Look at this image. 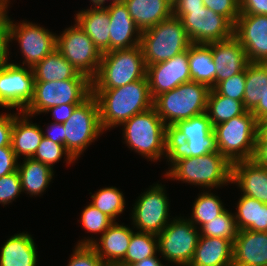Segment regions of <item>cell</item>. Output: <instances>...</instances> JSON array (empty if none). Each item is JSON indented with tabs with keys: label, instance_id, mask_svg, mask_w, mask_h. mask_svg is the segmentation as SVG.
I'll return each mask as SVG.
<instances>
[{
	"label": "cell",
	"instance_id": "1",
	"mask_svg": "<svg viewBox=\"0 0 267 266\" xmlns=\"http://www.w3.org/2000/svg\"><path fill=\"white\" fill-rule=\"evenodd\" d=\"M92 94L99 105L103 131L153 107L147 77L114 89H92Z\"/></svg>",
	"mask_w": 267,
	"mask_h": 266
},
{
	"label": "cell",
	"instance_id": "2",
	"mask_svg": "<svg viewBox=\"0 0 267 266\" xmlns=\"http://www.w3.org/2000/svg\"><path fill=\"white\" fill-rule=\"evenodd\" d=\"M121 126L124 127V143L131 150L149 161L162 159L163 156L169 160L170 131L154 107L135 114Z\"/></svg>",
	"mask_w": 267,
	"mask_h": 266
},
{
	"label": "cell",
	"instance_id": "3",
	"mask_svg": "<svg viewBox=\"0 0 267 266\" xmlns=\"http://www.w3.org/2000/svg\"><path fill=\"white\" fill-rule=\"evenodd\" d=\"M165 177L210 190L231 183L232 164L218 151L199 157L169 156Z\"/></svg>",
	"mask_w": 267,
	"mask_h": 266
},
{
	"label": "cell",
	"instance_id": "4",
	"mask_svg": "<svg viewBox=\"0 0 267 266\" xmlns=\"http://www.w3.org/2000/svg\"><path fill=\"white\" fill-rule=\"evenodd\" d=\"M210 90L209 86L195 81L182 83L156 96L153 107L170 129L178 121L205 113Z\"/></svg>",
	"mask_w": 267,
	"mask_h": 266
},
{
	"label": "cell",
	"instance_id": "5",
	"mask_svg": "<svg viewBox=\"0 0 267 266\" xmlns=\"http://www.w3.org/2000/svg\"><path fill=\"white\" fill-rule=\"evenodd\" d=\"M260 128L261 124L251 111L214 126L217 151L231 164L252 160Z\"/></svg>",
	"mask_w": 267,
	"mask_h": 266
},
{
	"label": "cell",
	"instance_id": "6",
	"mask_svg": "<svg viewBox=\"0 0 267 266\" xmlns=\"http://www.w3.org/2000/svg\"><path fill=\"white\" fill-rule=\"evenodd\" d=\"M146 77L141 46L107 51L102 54L99 69L91 80L92 89H114Z\"/></svg>",
	"mask_w": 267,
	"mask_h": 266
},
{
	"label": "cell",
	"instance_id": "7",
	"mask_svg": "<svg viewBox=\"0 0 267 266\" xmlns=\"http://www.w3.org/2000/svg\"><path fill=\"white\" fill-rule=\"evenodd\" d=\"M191 44L181 19L174 15L143 31L140 39L146 66L169 60Z\"/></svg>",
	"mask_w": 267,
	"mask_h": 266
},
{
	"label": "cell",
	"instance_id": "8",
	"mask_svg": "<svg viewBox=\"0 0 267 266\" xmlns=\"http://www.w3.org/2000/svg\"><path fill=\"white\" fill-rule=\"evenodd\" d=\"M169 156L199 157L217 151L207 113L178 121L170 129Z\"/></svg>",
	"mask_w": 267,
	"mask_h": 266
},
{
	"label": "cell",
	"instance_id": "9",
	"mask_svg": "<svg viewBox=\"0 0 267 266\" xmlns=\"http://www.w3.org/2000/svg\"><path fill=\"white\" fill-rule=\"evenodd\" d=\"M92 94L90 79H68L62 81L34 82V96L24 110L33 116L62 104H81Z\"/></svg>",
	"mask_w": 267,
	"mask_h": 266
},
{
	"label": "cell",
	"instance_id": "10",
	"mask_svg": "<svg viewBox=\"0 0 267 266\" xmlns=\"http://www.w3.org/2000/svg\"><path fill=\"white\" fill-rule=\"evenodd\" d=\"M66 150L78 160L83 151L96 140L103 130L100 124L99 105L91 94L77 105L71 116L63 123Z\"/></svg>",
	"mask_w": 267,
	"mask_h": 266
},
{
	"label": "cell",
	"instance_id": "11",
	"mask_svg": "<svg viewBox=\"0 0 267 266\" xmlns=\"http://www.w3.org/2000/svg\"><path fill=\"white\" fill-rule=\"evenodd\" d=\"M56 50L78 71L92 80L98 72L102 53L75 22L56 35Z\"/></svg>",
	"mask_w": 267,
	"mask_h": 266
},
{
	"label": "cell",
	"instance_id": "12",
	"mask_svg": "<svg viewBox=\"0 0 267 266\" xmlns=\"http://www.w3.org/2000/svg\"><path fill=\"white\" fill-rule=\"evenodd\" d=\"M199 231L189 219L181 216L173 218L157 235L158 253L177 266H189L197 247Z\"/></svg>",
	"mask_w": 267,
	"mask_h": 266
},
{
	"label": "cell",
	"instance_id": "13",
	"mask_svg": "<svg viewBox=\"0 0 267 266\" xmlns=\"http://www.w3.org/2000/svg\"><path fill=\"white\" fill-rule=\"evenodd\" d=\"M180 18L187 36L193 44H208L230 39L234 26L222 15L211 9H189V12H173Z\"/></svg>",
	"mask_w": 267,
	"mask_h": 266
},
{
	"label": "cell",
	"instance_id": "14",
	"mask_svg": "<svg viewBox=\"0 0 267 266\" xmlns=\"http://www.w3.org/2000/svg\"><path fill=\"white\" fill-rule=\"evenodd\" d=\"M151 188L138 197L133 210L132 221L139 232L158 235L169 224V199L161 184Z\"/></svg>",
	"mask_w": 267,
	"mask_h": 266
},
{
	"label": "cell",
	"instance_id": "15",
	"mask_svg": "<svg viewBox=\"0 0 267 266\" xmlns=\"http://www.w3.org/2000/svg\"><path fill=\"white\" fill-rule=\"evenodd\" d=\"M34 82L31 67L26 68L16 63L0 67V106L24 112L33 99Z\"/></svg>",
	"mask_w": 267,
	"mask_h": 266
},
{
	"label": "cell",
	"instance_id": "16",
	"mask_svg": "<svg viewBox=\"0 0 267 266\" xmlns=\"http://www.w3.org/2000/svg\"><path fill=\"white\" fill-rule=\"evenodd\" d=\"M10 19V40H17L23 55L22 65L33 68L56 49V33L30 22L13 23Z\"/></svg>",
	"mask_w": 267,
	"mask_h": 266
},
{
	"label": "cell",
	"instance_id": "17",
	"mask_svg": "<svg viewBox=\"0 0 267 266\" xmlns=\"http://www.w3.org/2000/svg\"><path fill=\"white\" fill-rule=\"evenodd\" d=\"M146 77L153 99L161 93L171 91L182 83L192 81L188 49L169 60L146 66Z\"/></svg>",
	"mask_w": 267,
	"mask_h": 266
},
{
	"label": "cell",
	"instance_id": "18",
	"mask_svg": "<svg viewBox=\"0 0 267 266\" xmlns=\"http://www.w3.org/2000/svg\"><path fill=\"white\" fill-rule=\"evenodd\" d=\"M233 36L244 48L249 62L267 63V15L240 14Z\"/></svg>",
	"mask_w": 267,
	"mask_h": 266
},
{
	"label": "cell",
	"instance_id": "19",
	"mask_svg": "<svg viewBox=\"0 0 267 266\" xmlns=\"http://www.w3.org/2000/svg\"><path fill=\"white\" fill-rule=\"evenodd\" d=\"M134 231L116 221L97 239L84 238L76 245H91L107 266H117L124 258Z\"/></svg>",
	"mask_w": 267,
	"mask_h": 266
},
{
	"label": "cell",
	"instance_id": "20",
	"mask_svg": "<svg viewBox=\"0 0 267 266\" xmlns=\"http://www.w3.org/2000/svg\"><path fill=\"white\" fill-rule=\"evenodd\" d=\"M104 7L108 10L110 19V51L131 49L140 45L142 32L131 18L124 2H110Z\"/></svg>",
	"mask_w": 267,
	"mask_h": 266
},
{
	"label": "cell",
	"instance_id": "21",
	"mask_svg": "<svg viewBox=\"0 0 267 266\" xmlns=\"http://www.w3.org/2000/svg\"><path fill=\"white\" fill-rule=\"evenodd\" d=\"M207 45L211 48L216 67L215 86L220 81L242 72L249 64L244 48L234 36Z\"/></svg>",
	"mask_w": 267,
	"mask_h": 266
},
{
	"label": "cell",
	"instance_id": "22",
	"mask_svg": "<svg viewBox=\"0 0 267 266\" xmlns=\"http://www.w3.org/2000/svg\"><path fill=\"white\" fill-rule=\"evenodd\" d=\"M236 183L242 195L267 204V166L256 164L253 160L232 163L231 184Z\"/></svg>",
	"mask_w": 267,
	"mask_h": 266
},
{
	"label": "cell",
	"instance_id": "23",
	"mask_svg": "<svg viewBox=\"0 0 267 266\" xmlns=\"http://www.w3.org/2000/svg\"><path fill=\"white\" fill-rule=\"evenodd\" d=\"M236 266H267V232L241 230L233 242Z\"/></svg>",
	"mask_w": 267,
	"mask_h": 266
},
{
	"label": "cell",
	"instance_id": "24",
	"mask_svg": "<svg viewBox=\"0 0 267 266\" xmlns=\"http://www.w3.org/2000/svg\"><path fill=\"white\" fill-rule=\"evenodd\" d=\"M74 19L102 54L110 51V19L104 6L93 5V8L91 6L89 9L81 10Z\"/></svg>",
	"mask_w": 267,
	"mask_h": 266
},
{
	"label": "cell",
	"instance_id": "25",
	"mask_svg": "<svg viewBox=\"0 0 267 266\" xmlns=\"http://www.w3.org/2000/svg\"><path fill=\"white\" fill-rule=\"evenodd\" d=\"M29 117L30 116L24 112L14 113L11 148L17 159L20 158L21 155L24 156V158H32L44 137L43 129L40 125L32 123V121L30 122Z\"/></svg>",
	"mask_w": 267,
	"mask_h": 266
},
{
	"label": "cell",
	"instance_id": "26",
	"mask_svg": "<svg viewBox=\"0 0 267 266\" xmlns=\"http://www.w3.org/2000/svg\"><path fill=\"white\" fill-rule=\"evenodd\" d=\"M123 2L141 32L173 15L171 0H123Z\"/></svg>",
	"mask_w": 267,
	"mask_h": 266
},
{
	"label": "cell",
	"instance_id": "27",
	"mask_svg": "<svg viewBox=\"0 0 267 266\" xmlns=\"http://www.w3.org/2000/svg\"><path fill=\"white\" fill-rule=\"evenodd\" d=\"M232 260V241L200 235L194 257L189 266H230Z\"/></svg>",
	"mask_w": 267,
	"mask_h": 266
},
{
	"label": "cell",
	"instance_id": "28",
	"mask_svg": "<svg viewBox=\"0 0 267 266\" xmlns=\"http://www.w3.org/2000/svg\"><path fill=\"white\" fill-rule=\"evenodd\" d=\"M37 247L28 233L11 236L1 247L0 266H36Z\"/></svg>",
	"mask_w": 267,
	"mask_h": 266
},
{
	"label": "cell",
	"instance_id": "29",
	"mask_svg": "<svg viewBox=\"0 0 267 266\" xmlns=\"http://www.w3.org/2000/svg\"><path fill=\"white\" fill-rule=\"evenodd\" d=\"M35 82L89 79L69 63L56 49L33 68Z\"/></svg>",
	"mask_w": 267,
	"mask_h": 266
},
{
	"label": "cell",
	"instance_id": "30",
	"mask_svg": "<svg viewBox=\"0 0 267 266\" xmlns=\"http://www.w3.org/2000/svg\"><path fill=\"white\" fill-rule=\"evenodd\" d=\"M20 164L17 165V171L20 175L22 192L26 191L27 195L31 196L42 194L53 179V169L32 158H24Z\"/></svg>",
	"mask_w": 267,
	"mask_h": 266
},
{
	"label": "cell",
	"instance_id": "31",
	"mask_svg": "<svg viewBox=\"0 0 267 266\" xmlns=\"http://www.w3.org/2000/svg\"><path fill=\"white\" fill-rule=\"evenodd\" d=\"M241 196L234 214L238 230L267 232V204L246 195Z\"/></svg>",
	"mask_w": 267,
	"mask_h": 266
},
{
	"label": "cell",
	"instance_id": "32",
	"mask_svg": "<svg viewBox=\"0 0 267 266\" xmlns=\"http://www.w3.org/2000/svg\"><path fill=\"white\" fill-rule=\"evenodd\" d=\"M191 80L215 87L216 67L207 44H191L188 48Z\"/></svg>",
	"mask_w": 267,
	"mask_h": 266
},
{
	"label": "cell",
	"instance_id": "33",
	"mask_svg": "<svg viewBox=\"0 0 267 266\" xmlns=\"http://www.w3.org/2000/svg\"><path fill=\"white\" fill-rule=\"evenodd\" d=\"M267 87V63L249 62L246 67V83L243 104L247 111H252L263 99Z\"/></svg>",
	"mask_w": 267,
	"mask_h": 266
},
{
	"label": "cell",
	"instance_id": "34",
	"mask_svg": "<svg viewBox=\"0 0 267 266\" xmlns=\"http://www.w3.org/2000/svg\"><path fill=\"white\" fill-rule=\"evenodd\" d=\"M246 111L243 101L220 95L211 88L208 96L206 113L212 127L228 121L235 116L242 115Z\"/></svg>",
	"mask_w": 267,
	"mask_h": 266
},
{
	"label": "cell",
	"instance_id": "35",
	"mask_svg": "<svg viewBox=\"0 0 267 266\" xmlns=\"http://www.w3.org/2000/svg\"><path fill=\"white\" fill-rule=\"evenodd\" d=\"M158 250V237L152 233L134 232L125 258L117 266H130L144 258L154 256Z\"/></svg>",
	"mask_w": 267,
	"mask_h": 266
},
{
	"label": "cell",
	"instance_id": "36",
	"mask_svg": "<svg viewBox=\"0 0 267 266\" xmlns=\"http://www.w3.org/2000/svg\"><path fill=\"white\" fill-rule=\"evenodd\" d=\"M192 207V215L188 219L198 228L226 210L219 197L209 191L199 194Z\"/></svg>",
	"mask_w": 267,
	"mask_h": 266
},
{
	"label": "cell",
	"instance_id": "37",
	"mask_svg": "<svg viewBox=\"0 0 267 266\" xmlns=\"http://www.w3.org/2000/svg\"><path fill=\"white\" fill-rule=\"evenodd\" d=\"M91 198L90 204L109 216L114 222L115 218L125 209L123 192L113 186L99 189L98 192L91 195Z\"/></svg>",
	"mask_w": 267,
	"mask_h": 266
},
{
	"label": "cell",
	"instance_id": "38",
	"mask_svg": "<svg viewBox=\"0 0 267 266\" xmlns=\"http://www.w3.org/2000/svg\"><path fill=\"white\" fill-rule=\"evenodd\" d=\"M199 230L202 236L224 238L232 242L235 241L239 231L234 214L227 209L218 217L205 223Z\"/></svg>",
	"mask_w": 267,
	"mask_h": 266
},
{
	"label": "cell",
	"instance_id": "39",
	"mask_svg": "<svg viewBox=\"0 0 267 266\" xmlns=\"http://www.w3.org/2000/svg\"><path fill=\"white\" fill-rule=\"evenodd\" d=\"M64 155L68 165L75 161L64 145L43 137L32 159L40 161L53 169V164L57 163Z\"/></svg>",
	"mask_w": 267,
	"mask_h": 266
},
{
	"label": "cell",
	"instance_id": "40",
	"mask_svg": "<svg viewBox=\"0 0 267 266\" xmlns=\"http://www.w3.org/2000/svg\"><path fill=\"white\" fill-rule=\"evenodd\" d=\"M81 224L89 233L103 234L114 222L109 216L102 213L93 205H87L81 213Z\"/></svg>",
	"mask_w": 267,
	"mask_h": 266
},
{
	"label": "cell",
	"instance_id": "41",
	"mask_svg": "<svg viewBox=\"0 0 267 266\" xmlns=\"http://www.w3.org/2000/svg\"><path fill=\"white\" fill-rule=\"evenodd\" d=\"M246 83V69L232 77L220 81L213 89L220 95L243 101Z\"/></svg>",
	"mask_w": 267,
	"mask_h": 266
},
{
	"label": "cell",
	"instance_id": "42",
	"mask_svg": "<svg viewBox=\"0 0 267 266\" xmlns=\"http://www.w3.org/2000/svg\"><path fill=\"white\" fill-rule=\"evenodd\" d=\"M67 266H107L91 245H76Z\"/></svg>",
	"mask_w": 267,
	"mask_h": 266
},
{
	"label": "cell",
	"instance_id": "43",
	"mask_svg": "<svg viewBox=\"0 0 267 266\" xmlns=\"http://www.w3.org/2000/svg\"><path fill=\"white\" fill-rule=\"evenodd\" d=\"M22 192L18 171L0 177V203L4 206L11 203Z\"/></svg>",
	"mask_w": 267,
	"mask_h": 266
},
{
	"label": "cell",
	"instance_id": "44",
	"mask_svg": "<svg viewBox=\"0 0 267 266\" xmlns=\"http://www.w3.org/2000/svg\"><path fill=\"white\" fill-rule=\"evenodd\" d=\"M205 7L224 16L233 26L240 15V0H203Z\"/></svg>",
	"mask_w": 267,
	"mask_h": 266
},
{
	"label": "cell",
	"instance_id": "45",
	"mask_svg": "<svg viewBox=\"0 0 267 266\" xmlns=\"http://www.w3.org/2000/svg\"><path fill=\"white\" fill-rule=\"evenodd\" d=\"M7 12V8H2L0 10V67L9 64L8 55H10V52H8V50L11 40L9 28L10 18Z\"/></svg>",
	"mask_w": 267,
	"mask_h": 266
},
{
	"label": "cell",
	"instance_id": "46",
	"mask_svg": "<svg viewBox=\"0 0 267 266\" xmlns=\"http://www.w3.org/2000/svg\"><path fill=\"white\" fill-rule=\"evenodd\" d=\"M18 159L11 147H0V177L17 171Z\"/></svg>",
	"mask_w": 267,
	"mask_h": 266
},
{
	"label": "cell",
	"instance_id": "47",
	"mask_svg": "<svg viewBox=\"0 0 267 266\" xmlns=\"http://www.w3.org/2000/svg\"><path fill=\"white\" fill-rule=\"evenodd\" d=\"M252 160L261 166H267V132L261 127L255 143V152Z\"/></svg>",
	"mask_w": 267,
	"mask_h": 266
},
{
	"label": "cell",
	"instance_id": "48",
	"mask_svg": "<svg viewBox=\"0 0 267 266\" xmlns=\"http://www.w3.org/2000/svg\"><path fill=\"white\" fill-rule=\"evenodd\" d=\"M14 114H0V147H11Z\"/></svg>",
	"mask_w": 267,
	"mask_h": 266
},
{
	"label": "cell",
	"instance_id": "49",
	"mask_svg": "<svg viewBox=\"0 0 267 266\" xmlns=\"http://www.w3.org/2000/svg\"><path fill=\"white\" fill-rule=\"evenodd\" d=\"M240 14L267 15V0H240Z\"/></svg>",
	"mask_w": 267,
	"mask_h": 266
},
{
	"label": "cell",
	"instance_id": "50",
	"mask_svg": "<svg viewBox=\"0 0 267 266\" xmlns=\"http://www.w3.org/2000/svg\"><path fill=\"white\" fill-rule=\"evenodd\" d=\"M79 104H62L47 109L44 113L52 112L55 123H64L71 116L75 107Z\"/></svg>",
	"mask_w": 267,
	"mask_h": 266
},
{
	"label": "cell",
	"instance_id": "51",
	"mask_svg": "<svg viewBox=\"0 0 267 266\" xmlns=\"http://www.w3.org/2000/svg\"><path fill=\"white\" fill-rule=\"evenodd\" d=\"M46 132H43V136L47 139L52 140L55 143L65 146L66 149V136H64L63 123H51L47 126Z\"/></svg>",
	"mask_w": 267,
	"mask_h": 266
},
{
	"label": "cell",
	"instance_id": "52",
	"mask_svg": "<svg viewBox=\"0 0 267 266\" xmlns=\"http://www.w3.org/2000/svg\"><path fill=\"white\" fill-rule=\"evenodd\" d=\"M203 0H175L173 12H189V9H204Z\"/></svg>",
	"mask_w": 267,
	"mask_h": 266
},
{
	"label": "cell",
	"instance_id": "53",
	"mask_svg": "<svg viewBox=\"0 0 267 266\" xmlns=\"http://www.w3.org/2000/svg\"><path fill=\"white\" fill-rule=\"evenodd\" d=\"M255 116L256 120L262 124L267 120V87L265 88V93L263 99L260 100L258 105L251 111Z\"/></svg>",
	"mask_w": 267,
	"mask_h": 266
},
{
	"label": "cell",
	"instance_id": "54",
	"mask_svg": "<svg viewBox=\"0 0 267 266\" xmlns=\"http://www.w3.org/2000/svg\"><path fill=\"white\" fill-rule=\"evenodd\" d=\"M130 266H165L161 263L160 259L157 258L156 254L149 258H144L141 261H138Z\"/></svg>",
	"mask_w": 267,
	"mask_h": 266
},
{
	"label": "cell",
	"instance_id": "55",
	"mask_svg": "<svg viewBox=\"0 0 267 266\" xmlns=\"http://www.w3.org/2000/svg\"><path fill=\"white\" fill-rule=\"evenodd\" d=\"M105 1H107V0H91L93 5H96V6H104L105 5ZM122 1L123 0H112V3L122 2Z\"/></svg>",
	"mask_w": 267,
	"mask_h": 266
},
{
	"label": "cell",
	"instance_id": "56",
	"mask_svg": "<svg viewBox=\"0 0 267 266\" xmlns=\"http://www.w3.org/2000/svg\"><path fill=\"white\" fill-rule=\"evenodd\" d=\"M8 3H10L9 0H0V7L1 8H8Z\"/></svg>",
	"mask_w": 267,
	"mask_h": 266
},
{
	"label": "cell",
	"instance_id": "57",
	"mask_svg": "<svg viewBox=\"0 0 267 266\" xmlns=\"http://www.w3.org/2000/svg\"><path fill=\"white\" fill-rule=\"evenodd\" d=\"M261 127L267 132V120L261 124Z\"/></svg>",
	"mask_w": 267,
	"mask_h": 266
}]
</instances>
